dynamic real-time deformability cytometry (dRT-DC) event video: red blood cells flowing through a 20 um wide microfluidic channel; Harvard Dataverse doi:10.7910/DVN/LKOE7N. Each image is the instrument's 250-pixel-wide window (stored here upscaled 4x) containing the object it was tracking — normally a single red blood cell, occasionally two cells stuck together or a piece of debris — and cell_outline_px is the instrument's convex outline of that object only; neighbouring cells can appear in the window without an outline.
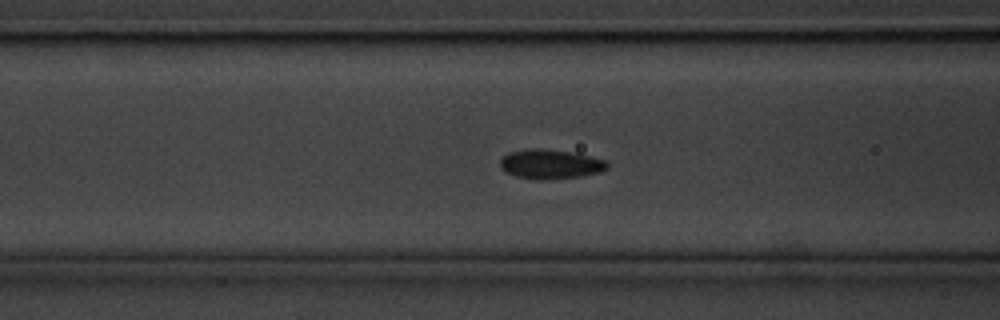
{"species": "common noctule bat (a hibernating species)", "species_latin": "Nyctalus noctula", "temperature_condition": "cold", "stored_images_in_passage": 45, "camera_frame_rate_fps": 3000, "um_per_image_px": 0.085, "animal": {"sex": "male", "body_mass_g": 20.1, "forearm_length_mm": 53.5}, "frame": {"image": 1, "passage_image": 10, "time_ms": 3.0, "image_size_px": [1000, 320], "cell_outline_px": [[608, 168], [600, 172], [580, 176], [540, 180], [516, 176], [500, 168], [500, 160], [508, 152], [528, 148], [540, 148], [576, 152], [608, 160]], "centroid_in_image_um": [46.82, 13.93], "position_along_channel_um": 119.8, "area_um2": 18.55}}
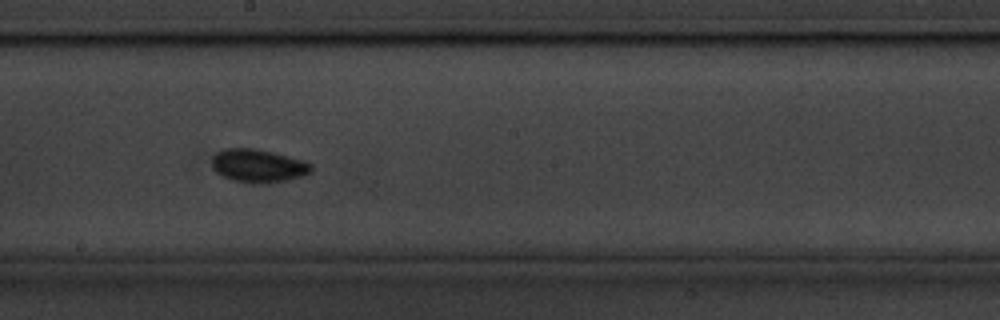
{"frame": {"image": 2, "passage_image": 19, "time_ms": 6.0, "image_size_px": [1000, 320], "cell_outline_px": [[312, 172], [304, 176], [288, 180], [268, 184], [252, 184], [232, 180], [216, 172], [212, 168], [212, 156], [216, 152], [224, 148], [252, 148], [272, 152], [304, 160], [312, 164]], "centroid_in_image_um": [21.96, 14.11], "position_along_channel_um": 226.2, "area_um2": 19.59}}
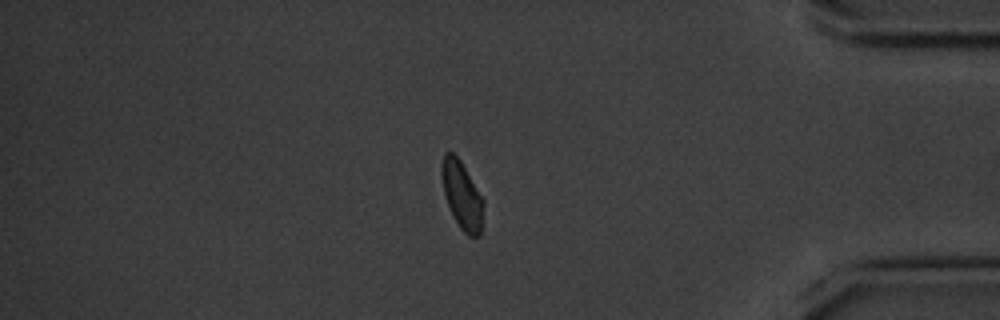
{"frame": {"image": 3, "passage_image": 36, "time_ms": 11.667, "image_size_px": [1000, 320], "cell_outline_px": [[484, 204], [480, 236], [468, 236], [460, 228], [452, 216], [444, 192], [440, 176], [440, 164], [444, 152], [452, 152], [460, 160], [484, 200]], "centroid_in_image_um": [39.24, 16.58], "position_along_channel_um": 396.0, "area_um2": 16.59}}